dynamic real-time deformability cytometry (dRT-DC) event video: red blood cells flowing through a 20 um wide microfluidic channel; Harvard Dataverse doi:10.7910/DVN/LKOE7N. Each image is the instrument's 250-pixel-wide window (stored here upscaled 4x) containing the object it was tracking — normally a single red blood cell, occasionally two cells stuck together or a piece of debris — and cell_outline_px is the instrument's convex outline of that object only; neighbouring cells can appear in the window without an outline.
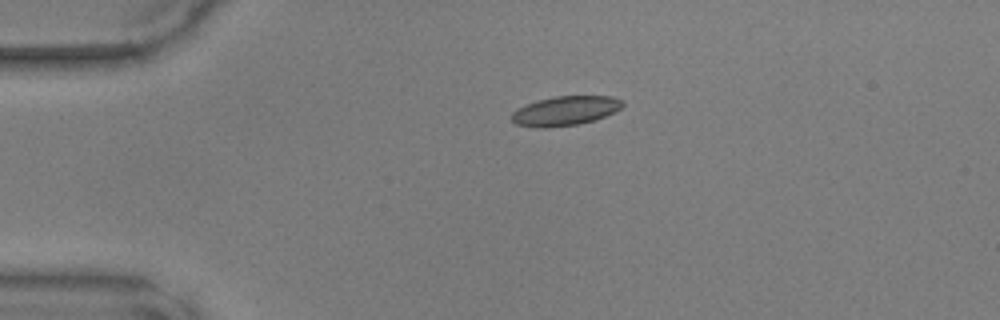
{"species": "common noctule bat (a hibernating species)", "species_latin": "Nyctalus noctula", "temperature_condition": "warm", "stored_images_in_passage": 38, "camera_frame_rate_fps": 3000, "um_per_image_px": 0.085, "animal": {"sex": "male", "body_mass_g": 17.9, "forearm_length_mm": 54.2}, "frame": {"image": 1, "passage_image": 1, "time_ms": 0.0, "image_size_px": [1000, 320], "cell_outline_px": [[624, 104], [616, 112], [580, 124], [548, 128], [536, 128], [516, 124], [512, 120], [512, 112], [516, 108], [540, 100], [556, 96], [612, 96], [624, 100]], "centroid_in_image_um": [48.06, 9.42], "position_along_channel_um": 36.9, "area_um2": 19.02}}
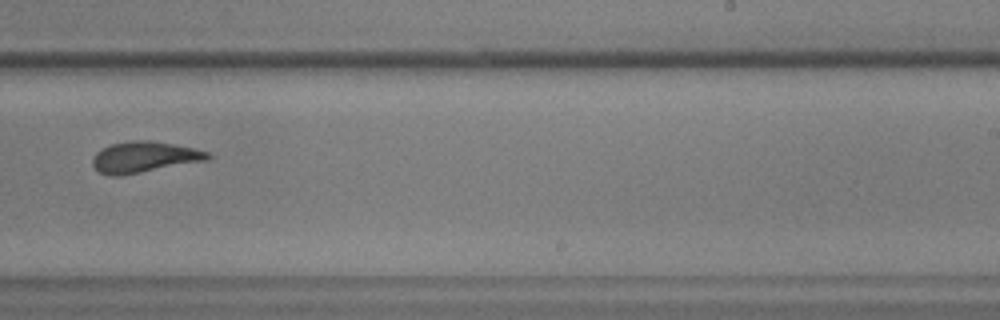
{"frame": {"image": 2, "passage_image": 21, "time_ms": 6.667, "image_size_px": [1000, 320], "cell_outline_px": [[212, 156], [208, 160], [120, 176], [112, 176], [100, 172], [92, 164], [92, 160], [96, 152], [112, 144], [132, 140], [148, 140], [172, 144], [192, 148], [208, 152]], "centroid_in_image_um": [12.26, 13.35], "position_along_channel_um": 276.7, "area_um2": 20.52}}
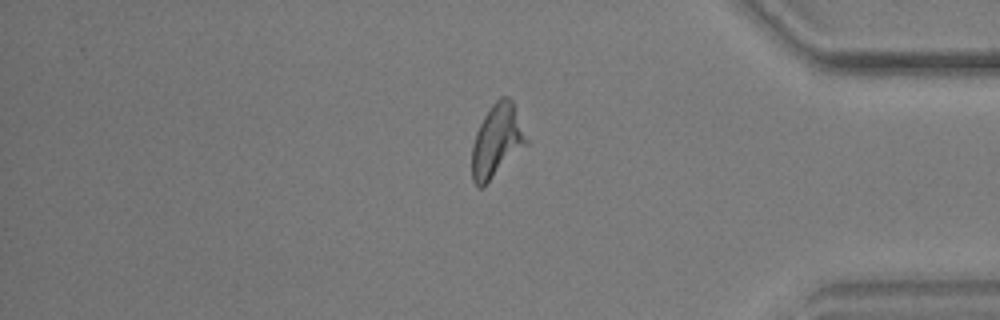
{"frame": {"image": 3, "passage_image": 31, "time_ms": 10.0, "image_size_px": [1000, 320], "cell_outline_px": [[528, 144], [484, 188], [476, 188], [472, 180], [472, 144], [476, 132], [484, 116], [492, 104], [500, 96], [508, 96], [512, 100], [528, 140]], "centroid_in_image_um": [42.22, 12.03], "position_along_channel_um": 393.0, "area_um2": 23.41}}